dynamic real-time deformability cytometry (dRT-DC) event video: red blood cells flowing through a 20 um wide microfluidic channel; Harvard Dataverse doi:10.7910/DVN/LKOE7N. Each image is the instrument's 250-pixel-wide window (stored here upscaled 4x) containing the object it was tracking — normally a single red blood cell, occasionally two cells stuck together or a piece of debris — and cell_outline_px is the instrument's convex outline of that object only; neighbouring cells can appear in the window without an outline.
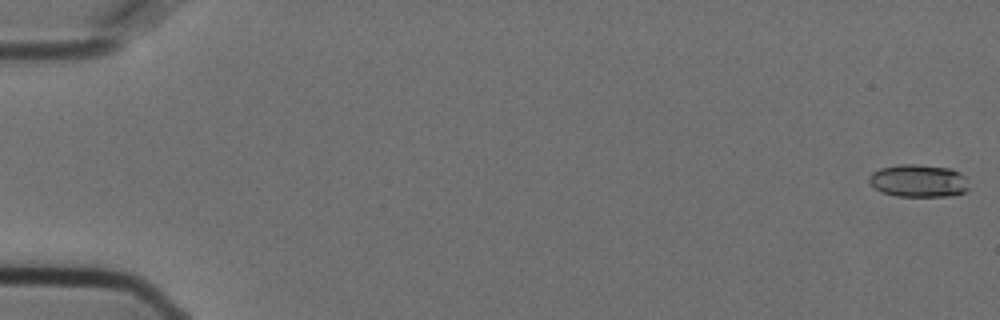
{"species": "Egyptian fruit bat (a non-hibernating species)", "species_latin": "Rousettus aegyptiacus", "temperature_condition": "cold", "stored_images_in_passage": 57, "camera_frame_rate_fps": 3000, "um_per_image_px": 0.085, "animal": {"sex": "female"}, "frame": {"image": 1, "passage_image": 1, "time_ms": 0.0, "image_size_px": [1000, 320], "cell_outline_px": [[968, 188], [964, 192], [956, 196], [896, 196], [880, 192], [868, 180], [868, 176], [872, 172], [880, 168], [900, 164], [920, 164], [952, 168], [960, 172], [964, 176]], "centroid_in_image_um": [78.07, 15.36], "position_along_channel_um": 6.9, "area_um2": 19.19}}
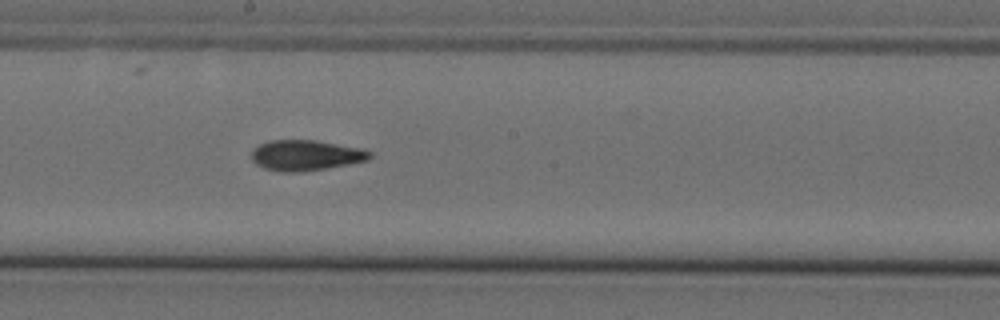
{"frame": {"image": 2, "passage_image": 32, "time_ms": 10.333, "image_size_px": [1000, 320], "cell_outline_px": [[372, 156], [368, 160], [328, 168], [300, 172], [280, 172], [264, 168], [256, 164], [252, 160], [252, 148], [268, 140], [316, 140], [364, 148], [372, 152]], "centroid_in_image_um": [26.0, 13.19], "position_along_channel_um": 222.2, "area_um2": 21.33}}
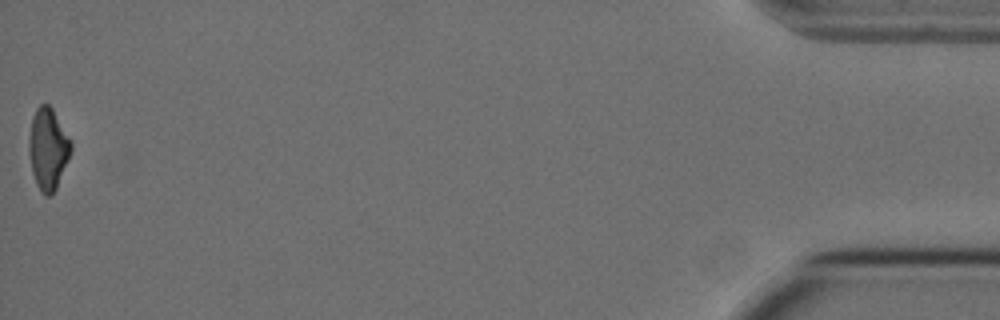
{"frame": {"image": 3, "passage_image": 57, "time_ms": 18.667, "image_size_px": [1000, 320], "cell_outline_px": [[72, 148], [56, 188], [52, 196], [44, 196], [36, 184], [32, 172], [28, 148], [28, 140], [32, 116], [36, 108], [40, 104], [48, 104], [52, 108], [72, 144]], "centroid_in_image_um": [4.05, 12.66], "position_along_channel_um": 431.2, "area_um2": 19.77}, "authors_computed_cell_mechanics": {"area_um2": 20.2878, "velocity_mm_per_s": 3.6198, "shape_relaxation_time_tau1_ms": null, "shape_relaxation_time_tau2_ms": 3.8282, "deformation_change_tau1": null, "deformation_change_tau2": 0.1114}}